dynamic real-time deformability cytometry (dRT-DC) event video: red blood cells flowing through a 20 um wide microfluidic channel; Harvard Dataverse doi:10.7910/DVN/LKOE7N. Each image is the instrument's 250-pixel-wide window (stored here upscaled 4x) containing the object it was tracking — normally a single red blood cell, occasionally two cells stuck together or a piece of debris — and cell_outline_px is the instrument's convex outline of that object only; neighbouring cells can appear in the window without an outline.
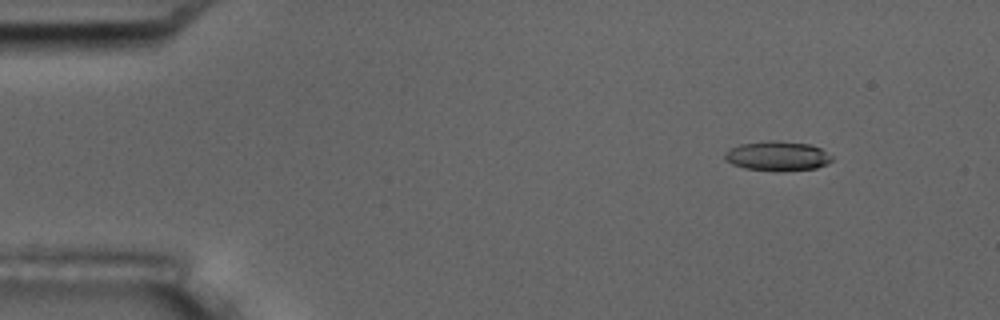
{"species": "common noctule bat (a hibernating species)", "species_latin": "Nyctalus noctula", "temperature_condition": "room temperature", "stored_images_in_passage": 4, "camera_frame_rate_fps": 3000, "um_per_image_px": 0.085, "animal": {"sex": "male", "body_mass_g": 17.5, "forearm_length_mm": 52.3}, "frame": {"image": 1, "passage_image": 1, "time_ms": 0.0, "image_size_px": [1000, 320], "cell_outline_px": [[832, 160], [828, 164], [816, 168], [776, 172], [744, 168], [732, 164], [724, 160], [724, 152], [740, 144], [768, 140], [776, 140], [808, 144], [820, 148], [832, 156]], "centroid_in_image_um": [66.06, 13.27], "position_along_channel_um": 18.9, "area_um2": 18.67}}
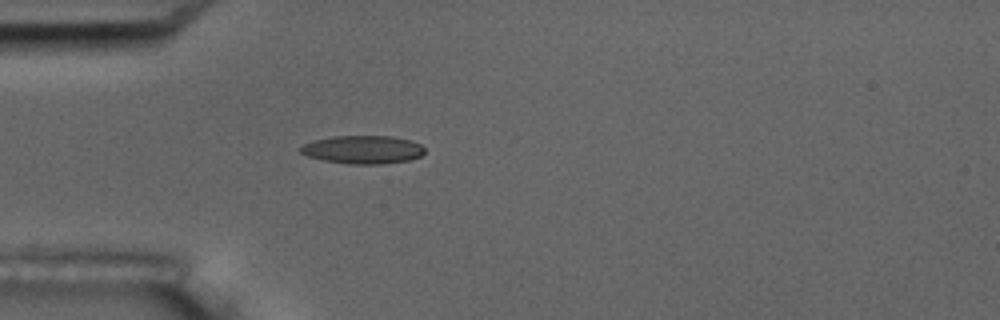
{"frame": {"image": 2, "passage_image": 4, "time_ms": 3.333, "image_size_px": [1000, 320], "cell_outline_px": [[424, 152], [420, 156], [408, 160], [380, 164], [348, 164], [324, 160], [308, 156], [300, 152], [296, 148], [304, 144], [316, 140], [332, 136], [392, 136], [412, 140], [420, 144], [424, 148]], "centroid_in_image_um": [30.83, 12.71], "position_along_channel_um": 54.2, "area_um2": 20.4}}